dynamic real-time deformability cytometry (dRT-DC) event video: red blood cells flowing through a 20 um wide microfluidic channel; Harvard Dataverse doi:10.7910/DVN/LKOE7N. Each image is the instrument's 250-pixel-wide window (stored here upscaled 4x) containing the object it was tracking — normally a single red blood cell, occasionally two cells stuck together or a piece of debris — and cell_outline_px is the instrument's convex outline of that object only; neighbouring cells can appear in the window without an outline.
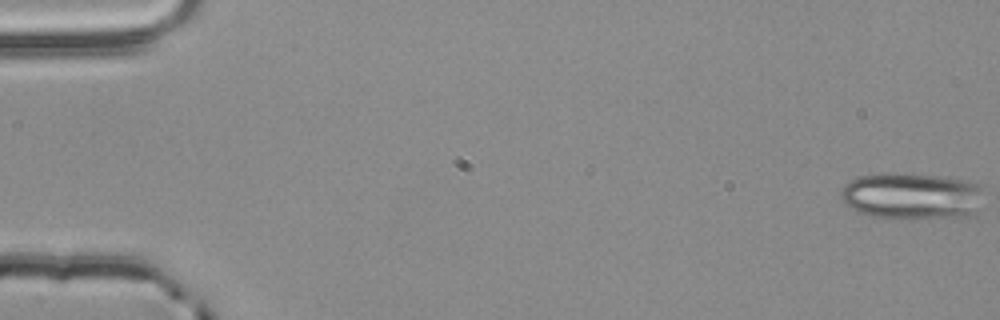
{"species": "common noctule bat (a hibernating species)", "species_latin": "Nyctalus noctula", "temperature_condition": "room temperature", "stored_images_in_passage": 55, "camera_frame_rate_fps": 3000, "um_per_image_px": 0.085, "animal": {"sex": "male", "body_mass_g": 20.4}, "frame": {"image": 1, "passage_image": 1, "time_ms": 0.0, "image_size_px": [1000, 320], "cell_outline_px": [[980, 188], [976, 216], [872, 216], [856, 212], [840, 196], [840, 188], [844, 184], [860, 176], [940, 176], [968, 180], [976, 184]], "centroid_in_image_um": [77.49, 16.67], "position_along_channel_um": 7.5, "area_um2": 36.65}}
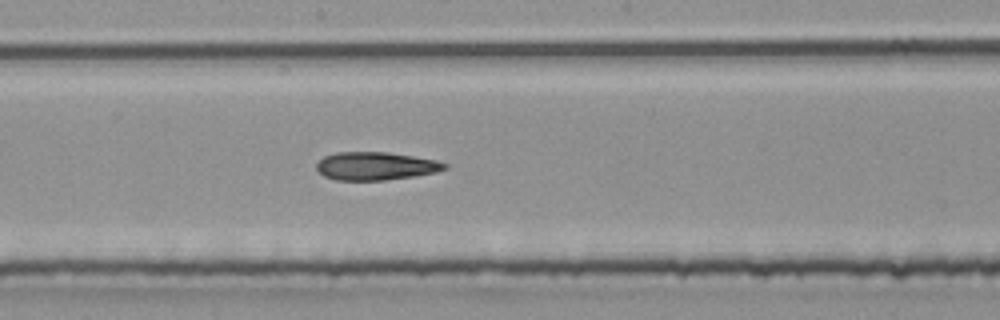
{"frame": {"image": 2, "passage_image": 30, "time_ms": 9.667, "image_size_px": [1000, 320], "cell_outline_px": [[448, 168], [436, 172], [412, 176], [384, 180], [336, 180], [324, 176], [316, 168], [316, 164], [324, 156], [336, 152], [384, 152], [412, 156], [436, 160], [448, 164]], "centroid_in_image_um": [31.92, 14.11], "position_along_channel_um": 216.3, "area_um2": 20.81}}
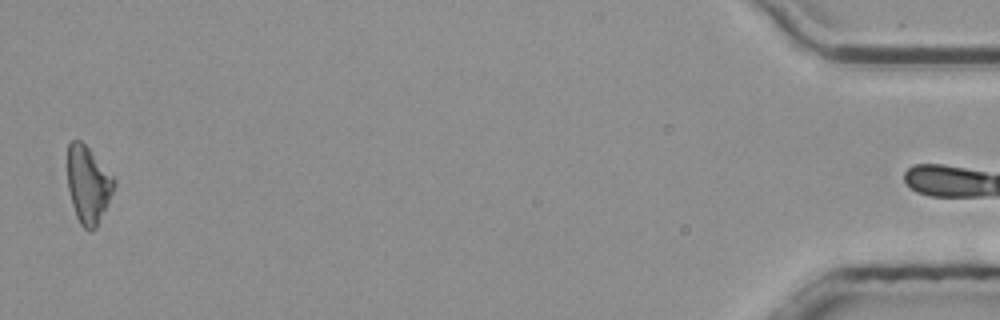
{"frame": {"image": 3, "passage_image": 54, "time_ms": 17.667, "image_size_px": [1000, 320], "cell_outline_px": [[116, 184], [96, 228], [92, 232], [88, 232], [80, 224], [76, 216], [72, 204], [68, 188], [68, 144], [72, 140], [80, 140], [88, 148], [116, 180]], "centroid_in_image_um": [7.48, 15.73], "position_along_channel_um": 427.7, "area_um2": 20.69}}